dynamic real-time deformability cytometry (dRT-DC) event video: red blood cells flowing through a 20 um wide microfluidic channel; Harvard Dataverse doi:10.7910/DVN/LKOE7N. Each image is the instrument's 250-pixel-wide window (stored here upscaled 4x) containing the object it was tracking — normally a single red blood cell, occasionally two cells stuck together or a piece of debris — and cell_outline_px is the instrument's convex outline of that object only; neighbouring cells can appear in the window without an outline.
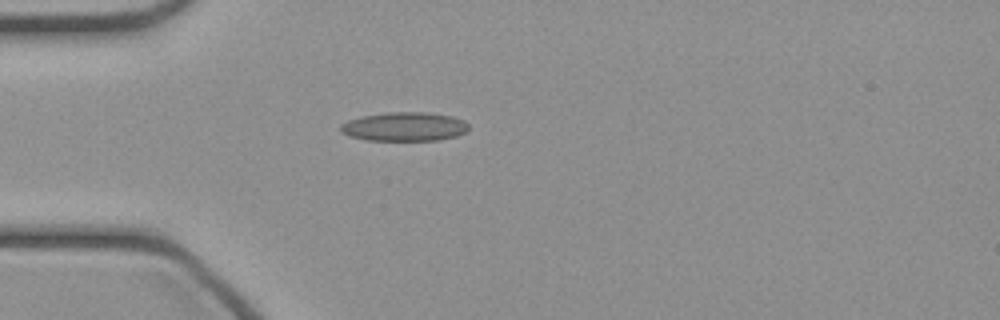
{"species": "common noctule bat (a hibernating species)", "species_latin": "Nyctalus noctula", "temperature_condition": "cold", "stored_images_in_passage": 35, "camera_frame_rate_fps": 3000, "um_per_image_px": 0.085, "animal": {"sex": "female", "body_mass_g": 21.9}, "frame": {"image": 1, "passage_image": 1, "time_ms": 0.0, "image_size_px": [1000, 320], "cell_outline_px": [[468, 132], [456, 136], [440, 140], [364, 140], [348, 136], [340, 132], [340, 124], [348, 120], [360, 116], [388, 112], [424, 112], [452, 116], [464, 120], [468, 124]], "centroid_in_image_um": [34.36, 10.76], "position_along_channel_um": 50.6, "area_um2": 21.85}}
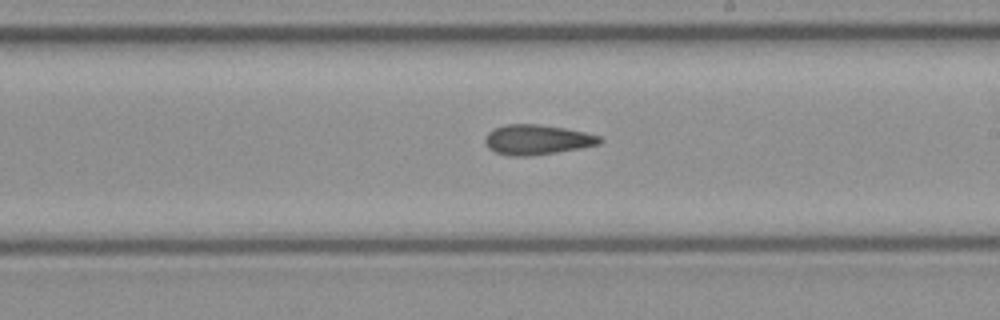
{"frame": {"image": 2, "passage_image": 15, "time_ms": 4.667, "image_size_px": [1000, 320], "cell_outline_px": [[604, 140], [600, 144], [580, 148], [556, 152], [528, 156], [512, 156], [496, 152], [488, 148], [484, 144], [484, 136], [492, 128], [504, 124], [536, 124], [564, 128], [584, 132], [600, 136]], "centroid_in_image_um": [45.61, 11.86], "position_along_channel_um": 243.4, "area_um2": 20.11}}
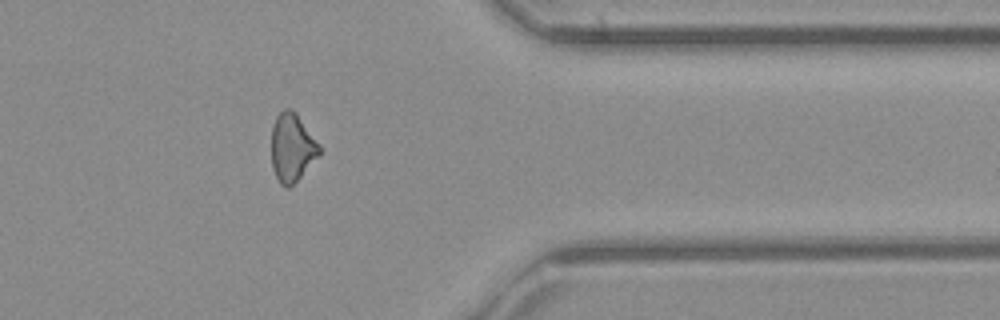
{"frame": {"image": 3, "passage_image": 26, "time_ms": 8.333, "image_size_px": [1000, 320], "cell_outline_px": [[320, 156], [288, 188], [284, 188], [280, 184], [272, 168], [272, 128], [276, 116], [284, 108], [292, 108], [296, 112], [320, 144]], "centroid_in_image_um": [24.83, 12.52], "position_along_channel_um": 386.6, "area_um2": 19.13}}